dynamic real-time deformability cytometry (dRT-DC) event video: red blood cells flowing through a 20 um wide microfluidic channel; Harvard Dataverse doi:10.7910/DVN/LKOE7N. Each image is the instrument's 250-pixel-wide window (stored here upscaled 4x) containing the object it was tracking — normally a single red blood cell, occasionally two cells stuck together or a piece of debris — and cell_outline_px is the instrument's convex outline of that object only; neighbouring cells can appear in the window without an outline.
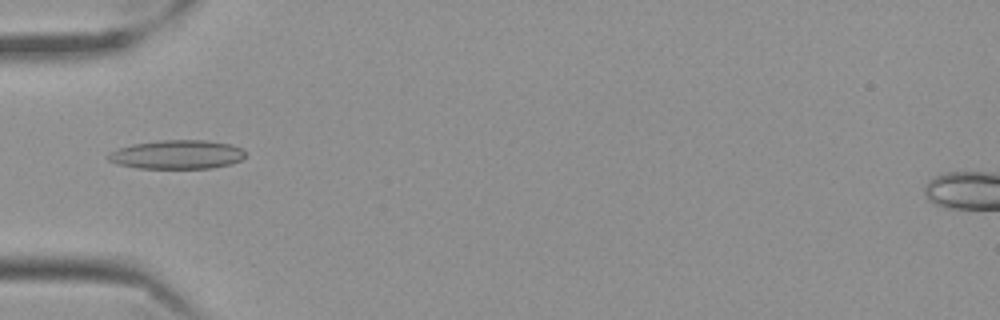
{"species": "Egyptian fruit bat (a non-hibernating species)", "species_latin": "Rousettus aegyptiacus", "temperature_condition": "cold", "stored_images_in_passage": 24, "camera_frame_rate_fps": 3000, "um_per_image_px": 0.085, "frame": {"image": 1, "passage_image": 1, "time_ms": 0.0, "image_size_px": [1000, 320], "cell_outline_px": [[244, 156], [240, 160], [228, 164], [212, 168], [136, 168], [116, 164], [108, 160], [108, 152], [116, 148], [132, 144], [160, 140], [208, 140], [232, 144], [240, 148], [244, 152]], "centroid_in_image_um": [14.99, 13.13], "position_along_channel_um": 70.0, "area_um2": 23.18}}
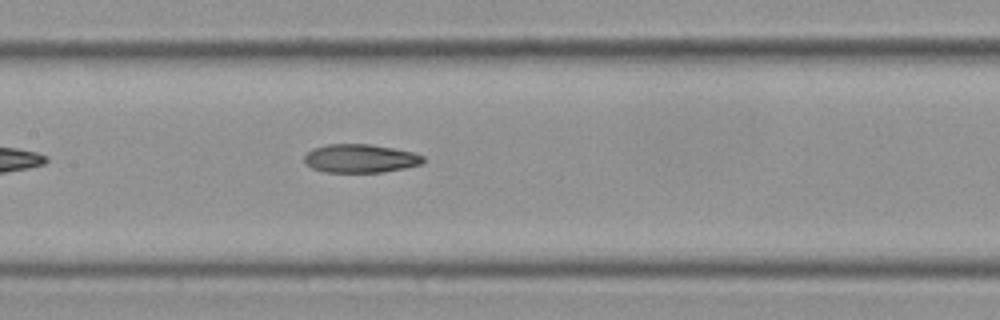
{"frame": {"image": 2, "passage_image": 10, "time_ms": 3.0, "image_size_px": [1000, 320], "cell_outline_px": [[424, 160], [420, 164], [404, 168], [380, 172], [324, 172], [312, 168], [304, 160], [304, 156], [312, 148], [328, 144], [368, 144], [392, 148], [412, 152], [424, 156]], "centroid_in_image_um": [30.6, 13.46], "position_along_channel_um": 176.8, "area_um2": 19.54}}
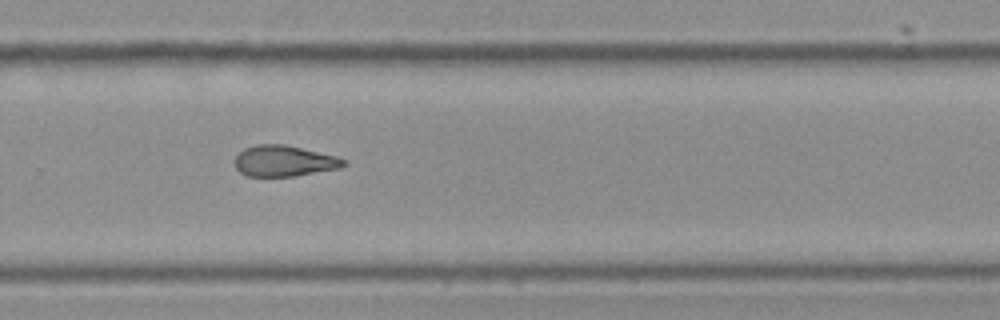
{"frame": {"image": 3, "passage_image": 21, "time_ms": 6.667, "image_size_px": [1000, 320], "cell_outline_px": [[344, 164], [340, 168], [292, 176], [248, 176], [240, 172], [236, 168], [236, 156], [244, 148], [256, 144], [284, 144], [336, 156], [344, 160]], "centroid_in_image_um": [24.11, 13.67], "position_along_channel_um": 305.7, "area_um2": 19.31}}